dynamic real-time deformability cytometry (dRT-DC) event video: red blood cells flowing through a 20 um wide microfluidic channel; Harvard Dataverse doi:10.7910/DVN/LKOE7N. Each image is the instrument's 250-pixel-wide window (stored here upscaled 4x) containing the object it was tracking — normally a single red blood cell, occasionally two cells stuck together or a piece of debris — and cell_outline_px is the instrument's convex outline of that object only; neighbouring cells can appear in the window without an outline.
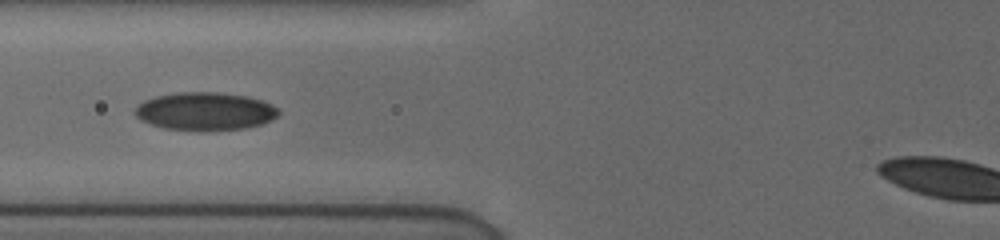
{"species": "human", "species_latin": "Homo sapiens", "temperature_condition": "cold", "stored_images_in_passage": 13, "camera_frame_rate_fps": 3000, "um_per_image_px": 0.085, "donor": {"sex": "female"}, "frame": {"image": 1, "passage_image": 8, "time_ms": 7.333, "image_size_px": [1000, 240], "cell_outline_px": [[280, 112], [272, 120], [264, 124], [244, 128], [164, 128], [140, 120], [136, 116], [136, 108], [144, 100], [156, 96], [176, 92], [216, 92], [248, 96], [272, 104]], "centroid_in_image_um": [17.46, 9.42], "position_along_channel_um": 108.3, "area_um2": 30.87}}
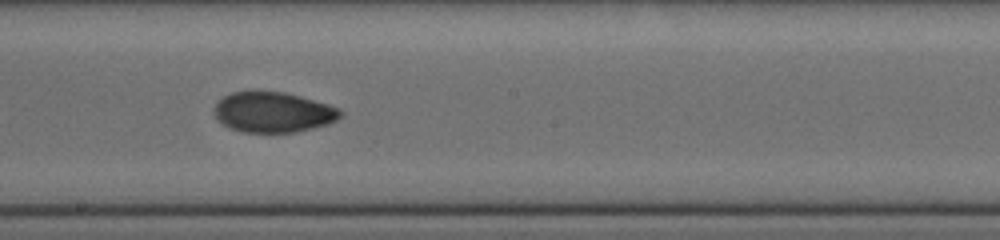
{"frame": {"image": 2, "passage_image": 11, "time_ms": 10.333, "image_size_px": [1000, 240], "cell_outline_px": [[344, 112], [336, 120], [328, 124], [296, 132], [244, 132], [228, 128], [212, 112], [212, 108], [224, 96], [232, 92], [256, 88], [284, 92], [300, 96], [328, 104], [340, 108]], "centroid_in_image_um": [23.19, 9.5], "position_along_channel_um": 225.0, "area_um2": 30.29}}
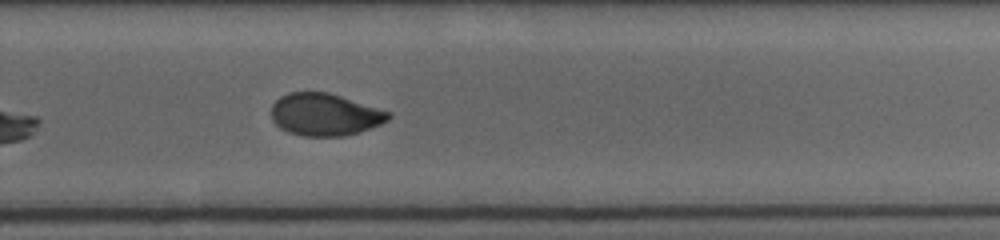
{"frame": {"image": 3, "passage_image": 13, "time_ms": 12.333, "image_size_px": [1000, 240], "cell_outline_px": [[392, 116], [388, 120], [380, 124], [360, 132], [344, 136], [304, 136], [288, 132], [280, 128], [272, 120], [272, 104], [280, 96], [288, 92], [328, 92], [392, 112]], "centroid_in_image_um": [27.62, 9.73], "position_along_channel_um": 302.2, "area_um2": 28.96}}